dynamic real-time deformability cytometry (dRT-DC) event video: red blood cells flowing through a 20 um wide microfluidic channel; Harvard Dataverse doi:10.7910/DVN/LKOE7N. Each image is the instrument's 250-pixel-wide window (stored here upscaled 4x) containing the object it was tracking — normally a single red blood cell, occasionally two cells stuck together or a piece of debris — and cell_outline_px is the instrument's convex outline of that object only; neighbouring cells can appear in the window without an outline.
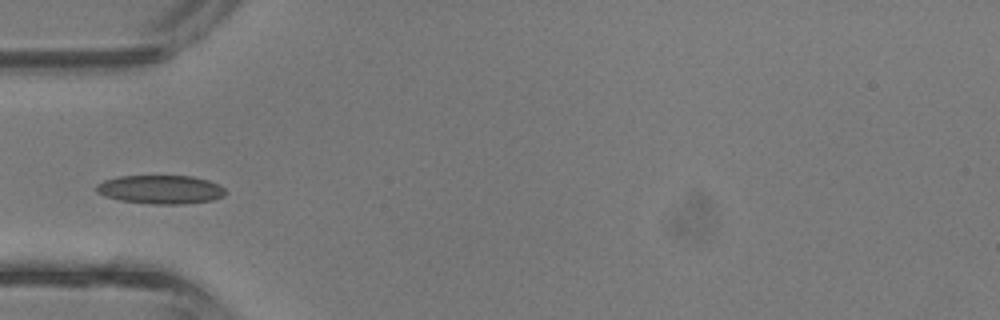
{"species": "common noctule bat (a hibernating species)", "species_latin": "Nyctalus noctula", "temperature_condition": "room temperature", "stored_images_in_passage": 40, "camera_frame_rate_fps": 3000, "um_per_image_px": 0.085, "animal": {"sex": "male", "body_mass_g": 13.3}, "frame": {"image": 1, "passage_image": 11, "time_ms": 3.333, "image_size_px": [1000, 320], "cell_outline_px": [[228, 192], [224, 196], [212, 200], [184, 204], [152, 204], [120, 200], [104, 196], [96, 192], [96, 184], [104, 180], [120, 176], [192, 176], [208, 180], [220, 184]], "centroid_in_image_um": [13.67, 16.11], "position_along_channel_um": 71.3, "area_um2": 21.73}}
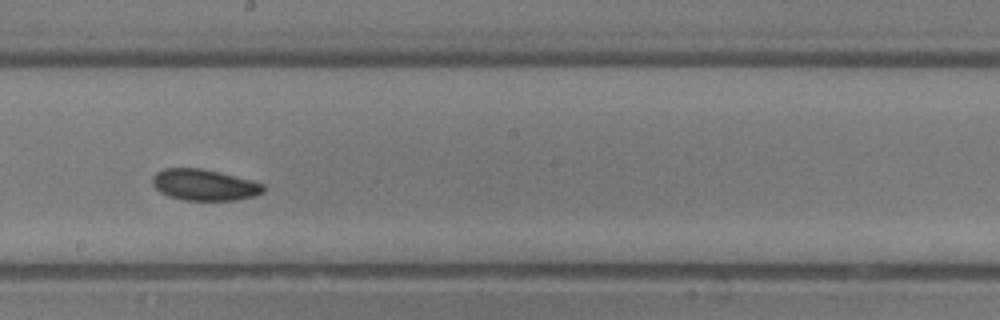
{"frame": {"image": 2, "passage_image": 21, "time_ms": 6.667, "image_size_px": [1000, 320], "cell_outline_px": [[264, 192], [256, 196], [236, 200], [184, 200], [168, 196], [160, 192], [152, 184], [152, 176], [156, 172], [164, 168], [200, 168], [220, 172], [252, 180], [264, 184]], "centroid_in_image_um": [17.37, 15.71], "position_along_channel_um": 230.8, "area_um2": 20.35}}
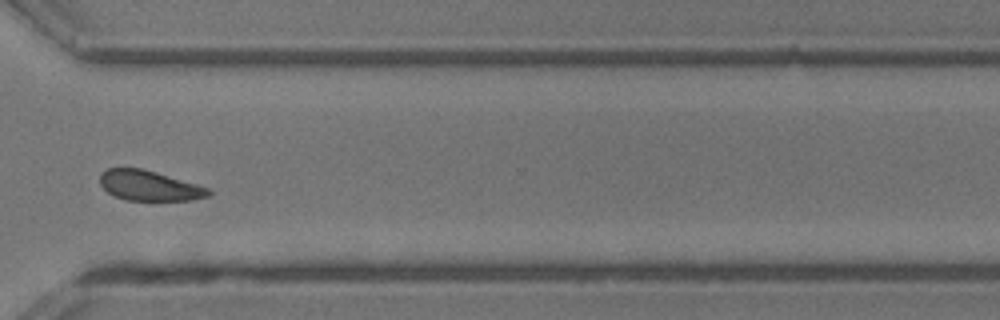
{"frame": {"image": 3, "passage_image": 29, "time_ms": 9.333, "image_size_px": [1000, 320], "cell_outline_px": [[212, 192], [208, 196], [192, 200], [124, 200], [108, 192], [100, 184], [100, 176], [108, 168], [144, 168], [196, 184], [208, 188]], "centroid_in_image_um": [12.69, 15.78], "position_along_channel_um": 357.9, "area_um2": 18.9}, "authors_computed_cell_mechanics": {"area_um2": 20.1433, "velocity_mm_per_s": 4.7768, "shape_relaxation_time_tau1_ms": 1.5248, "shape_relaxation_time_tau2_ms": null, "deformation_change_tau1": 0.06, "deformation_change_tau2": null}}